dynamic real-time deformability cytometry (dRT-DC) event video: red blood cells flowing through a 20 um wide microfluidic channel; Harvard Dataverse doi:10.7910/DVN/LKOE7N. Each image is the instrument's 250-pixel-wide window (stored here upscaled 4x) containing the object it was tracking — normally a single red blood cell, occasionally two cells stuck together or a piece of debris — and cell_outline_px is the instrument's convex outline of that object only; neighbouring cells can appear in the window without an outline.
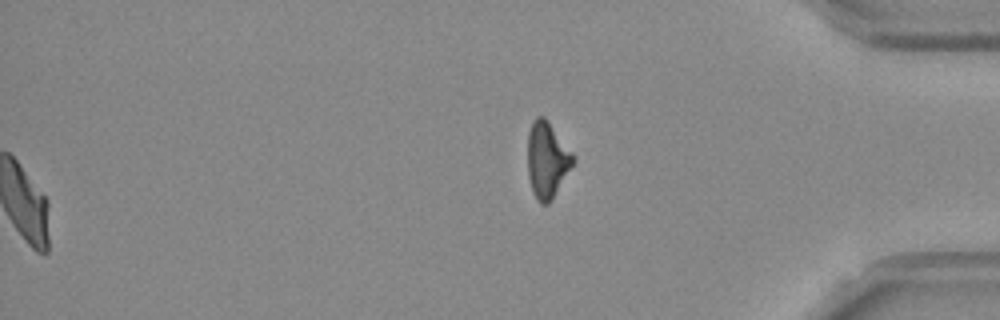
{"species": "Egyptian fruit bat (a non-hibernating species)", "species_latin": "Rousettus aegyptiacus", "temperature_condition": "room temperature", "stored_images_in_passage": 43, "segment_of_instrument_passage": [2, 2], "camera_frame_rate_fps": 3000, "um_per_image_px": 0.085, "frame": {"image": 1, "passage_image": 43, "time_ms": 14.0, "image_size_px": [1000, 320], "cell_outline_px": [[576, 160], [548, 204], [540, 204], [532, 192], [528, 176], [528, 132], [532, 120], [536, 116], [544, 116], [576, 156]], "centroid_in_image_um": [46.5, 13.56], "position_along_channel_um": 388.7, "area_um2": 20.17}}